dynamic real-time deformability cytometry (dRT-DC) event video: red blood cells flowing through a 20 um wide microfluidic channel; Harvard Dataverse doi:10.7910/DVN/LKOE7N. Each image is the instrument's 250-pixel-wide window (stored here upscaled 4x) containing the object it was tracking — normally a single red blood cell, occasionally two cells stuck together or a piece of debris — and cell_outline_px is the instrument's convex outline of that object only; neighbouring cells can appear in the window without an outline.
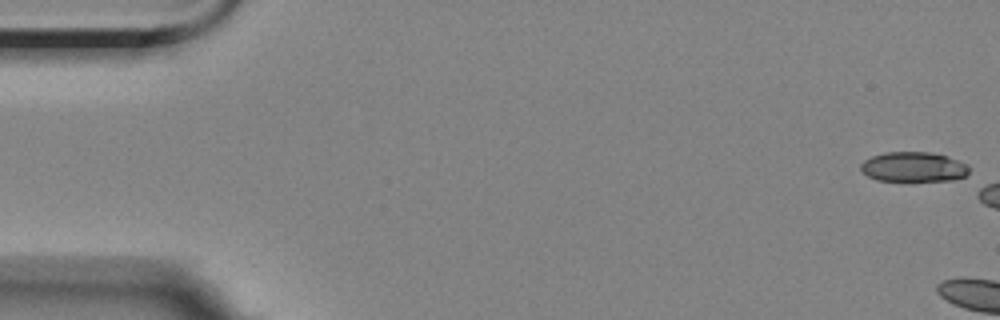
{"species": "Egyptian fruit bat (a non-hibernating species)", "species_latin": "Rousettus aegyptiacus", "temperature_condition": "room temperature", "stored_images_in_passage": 5, "camera_frame_rate_fps": 3000, "um_per_image_px": 0.085, "animal": {"sex": "female"}, "frame": {"image": 1, "passage_image": 1, "time_ms": 0.0, "image_size_px": [1000, 320], "cell_outline_px": [[968, 172], [964, 176], [952, 180], [876, 180], [868, 176], [860, 168], [860, 164], [864, 160], [872, 156], [884, 152], [928, 152], [948, 156], [968, 164]], "centroid_in_image_um": [77.64, 14.17], "position_along_channel_um": 7.4, "area_um2": 18.67}}